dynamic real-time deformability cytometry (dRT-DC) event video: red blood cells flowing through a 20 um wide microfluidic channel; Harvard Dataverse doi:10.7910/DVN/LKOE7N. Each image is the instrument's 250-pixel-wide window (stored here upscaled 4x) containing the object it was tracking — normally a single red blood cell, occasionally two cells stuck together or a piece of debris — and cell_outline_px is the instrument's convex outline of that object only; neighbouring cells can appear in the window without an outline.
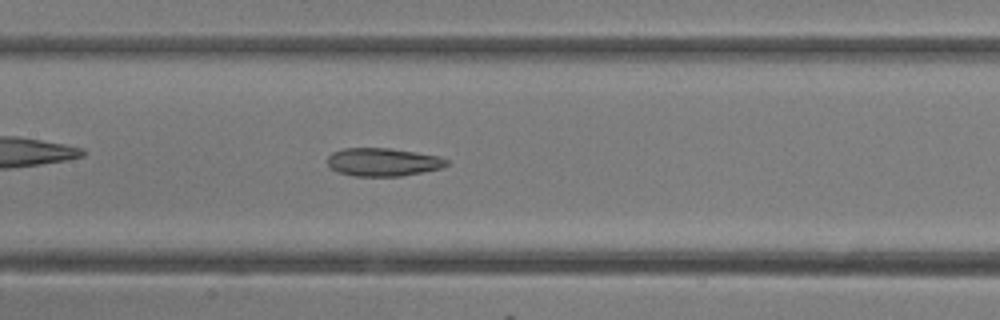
{"species": "common noctule bat (a hibernating species)", "species_latin": "Nyctalus noctula", "temperature_condition": "room temperature", "stored_images_in_passage": 15, "camera_frame_rate_fps": 3000, "um_per_image_px": 0.085, "animal": {"sex": "female"}, "frame": {"image": 1, "passage_image": 13, "time_ms": 4.0, "image_size_px": [1000, 320], "cell_outline_px": [[448, 164], [440, 168], [400, 176], [352, 176], [336, 172], [328, 164], [328, 156], [332, 152], [344, 148], [392, 148], [440, 156], [448, 160]], "centroid_in_image_um": [32.53, 13.77], "position_along_channel_um": 174.9, "area_um2": 19.54}}
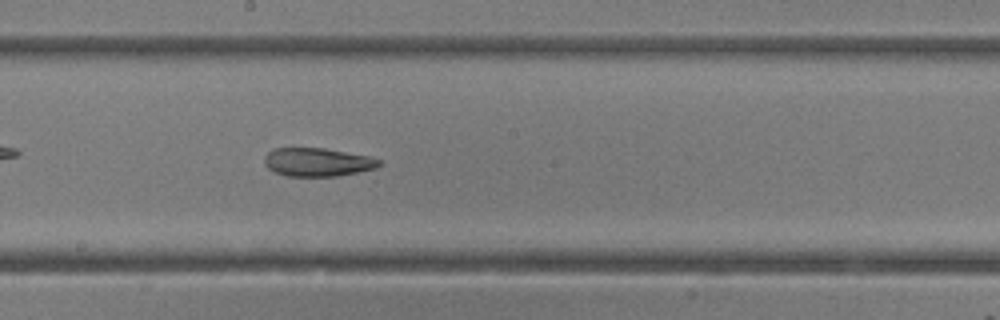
{"frame": {"image": 2, "passage_image": 15, "time_ms": 4.667, "image_size_px": [1000, 320], "cell_outline_px": [[384, 164], [376, 168], [336, 176], [288, 176], [276, 172], [268, 168], [264, 164], [264, 156], [268, 152], [276, 148], [324, 148], [368, 156], [380, 160]], "centroid_in_image_um": [26.99, 13.78], "position_along_channel_um": 221.2, "area_um2": 18.9}}